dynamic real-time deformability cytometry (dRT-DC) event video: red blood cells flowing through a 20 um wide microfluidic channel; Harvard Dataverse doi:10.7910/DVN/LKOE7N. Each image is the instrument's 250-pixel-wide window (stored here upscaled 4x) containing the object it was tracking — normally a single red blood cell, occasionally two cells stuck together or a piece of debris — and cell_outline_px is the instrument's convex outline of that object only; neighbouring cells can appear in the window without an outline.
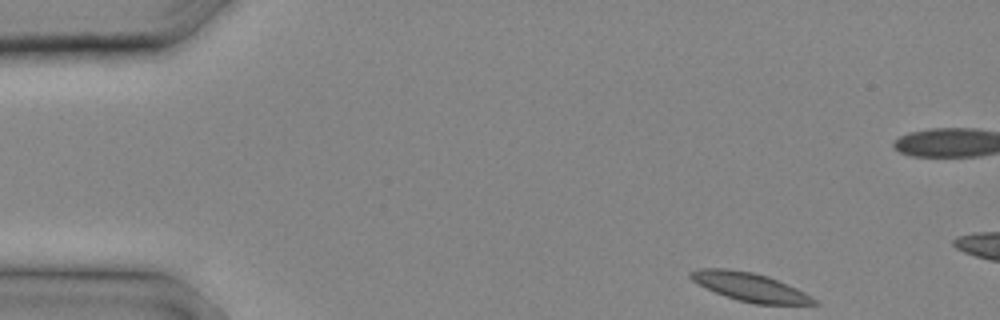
{"species": "common noctule bat (a hibernating species)", "species_latin": "Nyctalus noctula", "temperature_condition": "cold", "stored_images_in_passage": 5, "camera_frame_rate_fps": 3000, "um_per_image_px": 0.085, "animal": {"sex": "male", "body_mass_g": 20.4}, "frame": {"image": 1, "passage_image": 1, "time_ms": 0.0, "image_size_px": [1000, 320], "cell_outline_px": [[820, 304], [752, 304], [716, 292], [692, 280], [688, 276], [688, 272], [696, 268], [728, 268], [752, 272], [768, 276], [796, 288], [804, 292], [816, 300]], "centroid_in_image_um": [63.72, 24.37], "position_along_channel_um": 21.3, "area_um2": 20.23}}